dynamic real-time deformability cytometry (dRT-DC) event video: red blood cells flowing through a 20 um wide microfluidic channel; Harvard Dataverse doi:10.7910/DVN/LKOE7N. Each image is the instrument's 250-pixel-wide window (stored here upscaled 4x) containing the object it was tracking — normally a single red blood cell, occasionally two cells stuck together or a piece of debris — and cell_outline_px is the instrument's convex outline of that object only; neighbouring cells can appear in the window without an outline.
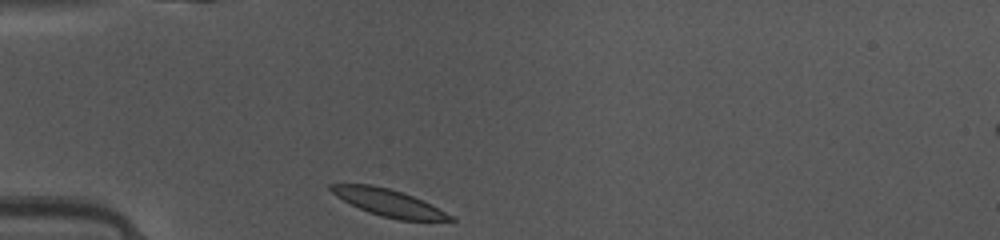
{"species": "common noctule bat (a hibernating species)", "species_latin": "Nyctalus noctula", "temperature_condition": "warm", "stored_images_in_passage": 36, "camera_frame_rate_fps": 3000, "um_per_image_px": 0.085, "animal": {"sex": "female", "body_mass_g": 10.0, "forearm_length_mm": 53.1}, "frame": {"image": 1, "passage_image": 1, "time_ms": 0.0, "image_size_px": [1000, 240], "cell_outline_px": [[456, 220], [396, 220], [380, 216], [368, 212], [336, 196], [328, 188], [328, 184], [372, 184], [388, 188], [412, 196], [432, 204], [452, 216]], "centroid_in_image_um": [33.01, 17.22], "position_along_channel_um": 52.0, "area_um2": 18.55}}
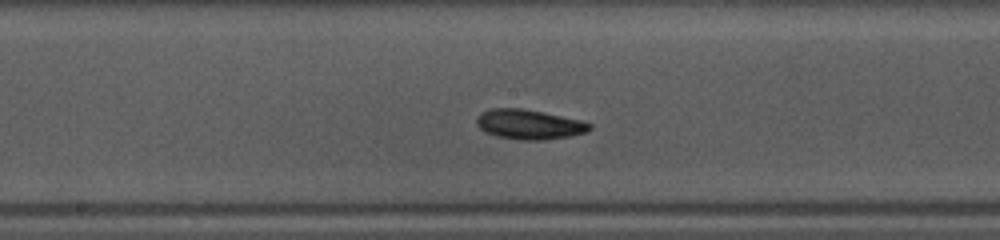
{"frame": {"image": 2, "passage_image": 13, "time_ms": 4.0, "image_size_px": [1000, 240], "cell_outline_px": [[592, 128], [588, 132], [568, 136], [544, 140], [520, 140], [496, 136], [484, 132], [476, 124], [476, 120], [480, 112], [492, 108], [524, 108], [584, 120], [592, 124]], "centroid_in_image_um": [44.99, 10.56], "position_along_channel_um": 203.2, "area_um2": 19.94}}
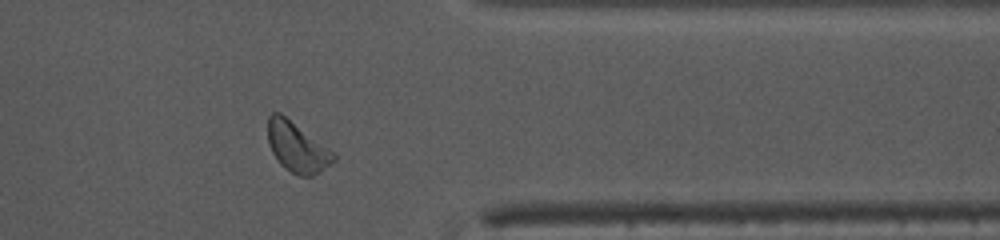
{"frame": {"image": 3, "passage_image": 27, "time_ms": 8.667, "image_size_px": [1000, 240], "cell_outline_px": [[336, 160], [320, 172], [312, 176], [300, 176], [284, 168], [280, 164], [272, 152], [268, 144], [268, 116], [272, 112], [280, 112], [336, 152]], "centroid_in_image_um": [25.27, 12.5], "position_along_channel_um": 386.1, "area_um2": 19.42}, "authors_computed_cell_mechanics": {"area_um2": 19.1318, "velocity_mm_per_s": 4.1017, "shape_relaxation_time_tau1_ms": 2.3611, "shape_relaxation_time_tau2_ms": 3.6667, "deformation_change_tau1": 0.0801, "deformation_change_tau2": 0.092}}